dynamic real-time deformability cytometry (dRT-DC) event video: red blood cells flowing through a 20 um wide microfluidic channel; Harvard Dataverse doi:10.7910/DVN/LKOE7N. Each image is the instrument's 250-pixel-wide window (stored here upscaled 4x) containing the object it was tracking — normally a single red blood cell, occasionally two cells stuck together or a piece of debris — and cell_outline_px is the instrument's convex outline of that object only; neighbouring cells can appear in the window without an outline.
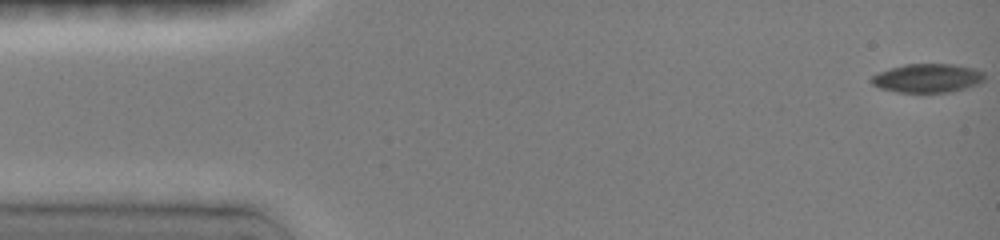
{"species": "common noctule bat (a hibernating species)", "species_latin": "Nyctalus noctula", "temperature_condition": "room temperature", "stored_images_in_passage": 43, "camera_frame_rate_fps": 3000, "um_per_image_px": 0.085, "animal": {"sex": "female", "body_mass_g": 19.0, "forearm_length_mm": 51.5}, "frame": {"image": 1, "passage_image": 1, "time_ms": 0.0, "image_size_px": [1000, 240], "cell_outline_px": [[984, 80], [980, 84], [948, 92], [896, 92], [880, 88], [872, 84], [868, 80], [872, 76], [888, 68], [904, 64], [952, 64], [976, 68], [984, 72]], "centroid_in_image_um": [78.83, 6.63], "position_along_channel_um": 6.2, "area_um2": 19.13}}
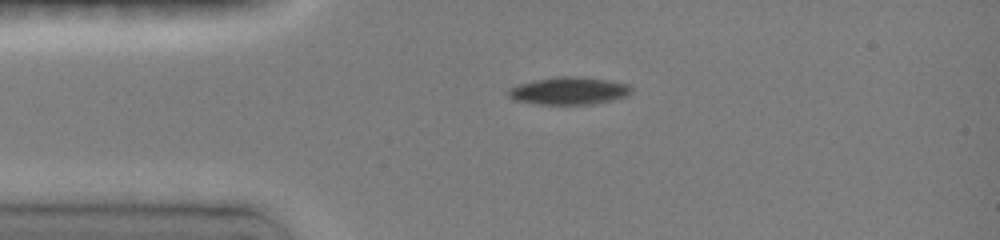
{"frame": {"image": 2, "passage_image": 18, "time_ms": 3.333, "image_size_px": [1000, 240], "cell_outline_px": [[632, 92], [628, 96], [612, 100], [592, 104], [536, 104], [516, 100], [508, 96], [508, 88], [516, 84], [536, 80], [560, 76], [576, 76], [608, 80], [628, 84], [632, 88]], "centroid_in_image_um": [48.37, 7.72], "position_along_channel_um": 36.6, "area_um2": 19.77}}
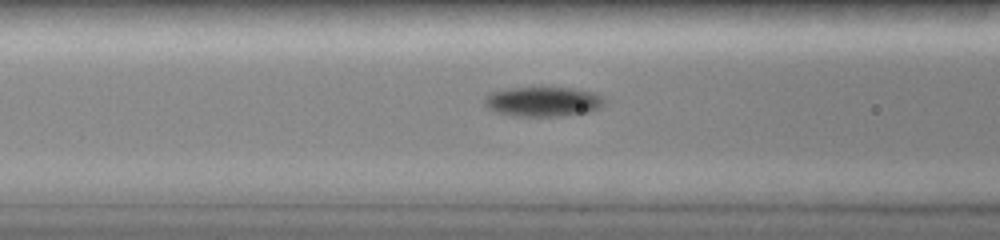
{"frame": {"image": 3, "passage_image": 33, "time_ms": 6.0, "image_size_px": [1000, 240], "cell_outline_px": [[604, 104], [600, 108], [588, 112], [560, 116], [508, 116], [496, 112], [488, 108], [484, 104], [484, 100], [492, 92], [512, 88], [568, 88], [592, 92], [600, 96], [604, 100]], "centroid_in_image_um": [46.14, 8.66], "position_along_channel_um": 120.5, "area_um2": 20.52}}